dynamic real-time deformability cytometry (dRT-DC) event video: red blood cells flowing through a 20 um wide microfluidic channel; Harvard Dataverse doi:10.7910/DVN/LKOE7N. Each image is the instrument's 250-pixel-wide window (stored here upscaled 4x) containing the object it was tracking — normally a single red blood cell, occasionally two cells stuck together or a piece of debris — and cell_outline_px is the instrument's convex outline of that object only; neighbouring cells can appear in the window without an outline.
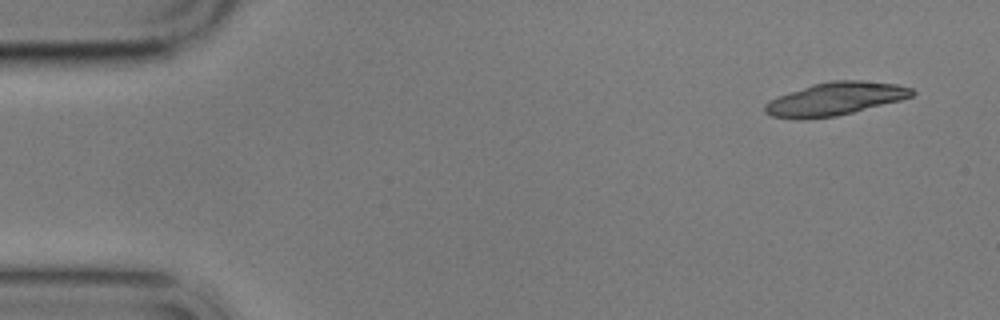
{"species": "common noctule bat (a hibernating species)", "species_latin": "Nyctalus noctula", "temperature_condition": "cold", "stored_images_in_passage": 3, "camera_frame_rate_fps": 3000, "um_per_image_px": 0.085, "animal": {"sex": "male", "body_mass_g": 17.9}, "frame": {"image": 1, "passage_image": 1, "time_ms": 0.0, "image_size_px": [1000, 320], "cell_outline_px": [[916, 92], [912, 96], [900, 100], [836, 116], [804, 120], [796, 120], [772, 116], [764, 112], [764, 104], [768, 100], [812, 84], [832, 80], [860, 80], [896, 84], [912, 88]], "centroid_in_image_um": [70.95, 8.41], "position_along_channel_um": 14.1, "area_um2": 28.32}}